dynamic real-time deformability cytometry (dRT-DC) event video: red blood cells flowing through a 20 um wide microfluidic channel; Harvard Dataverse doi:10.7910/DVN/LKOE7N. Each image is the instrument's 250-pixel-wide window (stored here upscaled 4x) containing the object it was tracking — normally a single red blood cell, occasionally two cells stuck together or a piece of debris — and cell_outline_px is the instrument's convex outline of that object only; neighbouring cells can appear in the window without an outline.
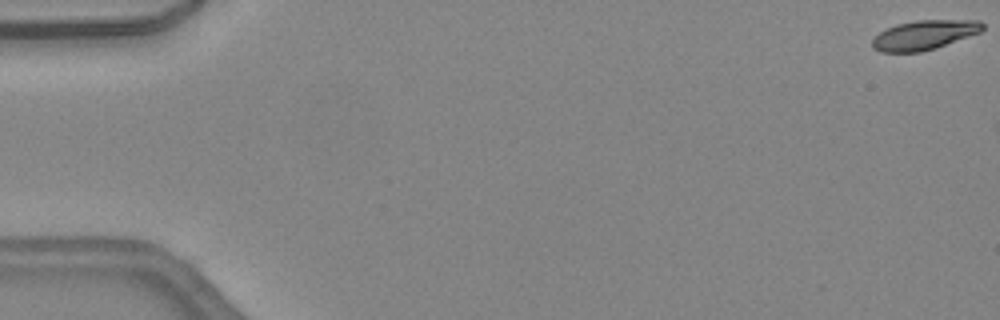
{"species": "common noctule bat (a hibernating species)", "species_latin": "Nyctalus noctula", "temperature_condition": "warm", "stored_images_in_passage": 2, "camera_frame_rate_fps": 3000, "um_per_image_px": 0.085, "animal": {"sex": "female", "body_mass_g": 24.6, "forearm_length_mm": 56.2}, "frame": {"image": 1, "passage_image": 1, "time_ms": 0.0, "image_size_px": [1000, 320], "cell_outline_px": [[984, 28], [980, 32], [936, 48], [920, 52], [880, 52], [872, 48], [872, 40], [880, 32], [896, 24], [916, 20], [980, 20], [984, 24]], "centroid_in_image_um": [78.56, 2.97], "position_along_channel_um": 6.4, "area_um2": 18.9}}